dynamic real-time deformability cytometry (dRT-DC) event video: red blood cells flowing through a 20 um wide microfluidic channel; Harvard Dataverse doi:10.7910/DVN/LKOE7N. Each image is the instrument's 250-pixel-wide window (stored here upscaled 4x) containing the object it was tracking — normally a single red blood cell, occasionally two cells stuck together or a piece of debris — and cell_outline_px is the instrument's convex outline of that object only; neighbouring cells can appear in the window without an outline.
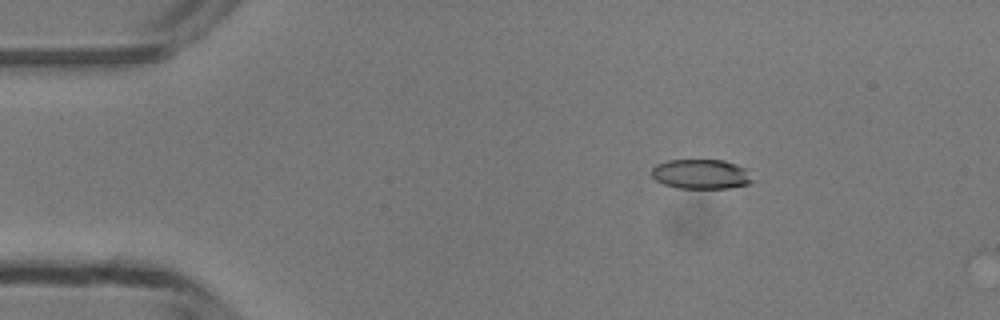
{"species": "common noctule bat (a hibernating species)", "species_latin": "Nyctalus noctula", "temperature_condition": "room temperature", "stored_images_in_passage": 5, "camera_frame_rate_fps": 3000, "um_per_image_px": 0.085, "animal": {"sex": "male", "body_mass_g": 13.3}, "frame": {"image": 1, "passage_image": 3, "time_ms": 0.667, "image_size_px": [1000, 320], "cell_outline_px": [[752, 180], [748, 184], [728, 188], [680, 188], [664, 184], [656, 180], [652, 176], [652, 168], [656, 164], [668, 160], [724, 160], [736, 164], [744, 168]], "centroid_in_image_um": [59.55, 14.79], "position_along_channel_um": 25.4, "area_um2": 17.22}}